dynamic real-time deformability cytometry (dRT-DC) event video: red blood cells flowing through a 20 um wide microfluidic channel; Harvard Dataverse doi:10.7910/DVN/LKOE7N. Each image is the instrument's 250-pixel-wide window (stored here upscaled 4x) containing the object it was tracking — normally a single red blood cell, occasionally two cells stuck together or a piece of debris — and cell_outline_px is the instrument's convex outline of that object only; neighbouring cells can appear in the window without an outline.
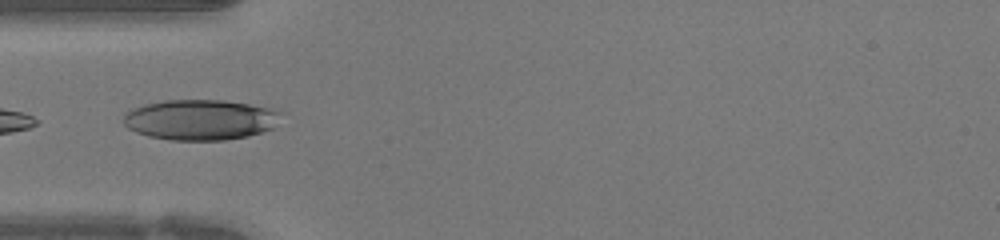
{"species": "human", "species_latin": "Homo sapiens", "temperature_condition": "warm", "stored_images_in_passage": 17, "camera_frame_rate_fps": 3000, "um_per_image_px": 0.085, "donor": {"sex": "female"}, "frame": {"image": 1, "passage_image": 4, "time_ms": 1.0, "image_size_px": [1000, 240], "cell_outline_px": [[280, 112], [272, 128], [248, 136], [224, 140], [172, 140], [148, 136], [136, 132], [128, 128], [124, 124], [124, 116], [132, 108], [144, 104], [164, 100], [224, 100], [248, 104], [268, 108]], "centroid_in_image_um": [16.96, 10.18], "position_along_channel_um": 68.0, "area_um2": 36.76}}
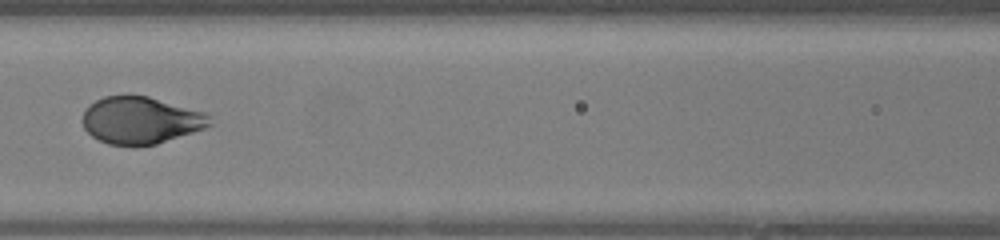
{"frame": {"image": 2, "passage_image": 10, "time_ms": 3.0, "image_size_px": [1000, 240], "cell_outline_px": [[212, 124], [204, 128], [156, 144], [108, 144], [92, 136], [84, 128], [80, 120], [88, 104], [104, 96], [128, 92], [148, 96], [208, 112]], "centroid_in_image_um": [11.94, 10.16], "position_along_channel_um": 154.7, "area_um2": 35.37}}
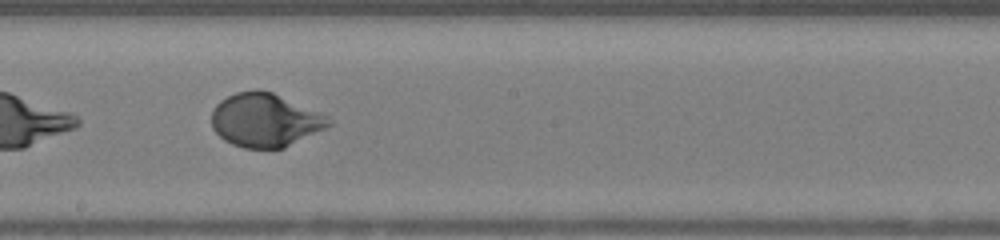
{"frame": {"image": 3, "passage_image": 15, "time_ms": 4.667, "image_size_px": [1000, 240], "cell_outline_px": [[332, 124], [284, 148], [244, 148], [232, 144], [224, 140], [212, 128], [212, 108], [220, 100], [236, 92], [256, 88], [272, 92], [328, 116], [332, 120]], "centroid_in_image_um": [22.49, 10.2], "position_along_channel_um": 225.7, "area_um2": 36.41}}